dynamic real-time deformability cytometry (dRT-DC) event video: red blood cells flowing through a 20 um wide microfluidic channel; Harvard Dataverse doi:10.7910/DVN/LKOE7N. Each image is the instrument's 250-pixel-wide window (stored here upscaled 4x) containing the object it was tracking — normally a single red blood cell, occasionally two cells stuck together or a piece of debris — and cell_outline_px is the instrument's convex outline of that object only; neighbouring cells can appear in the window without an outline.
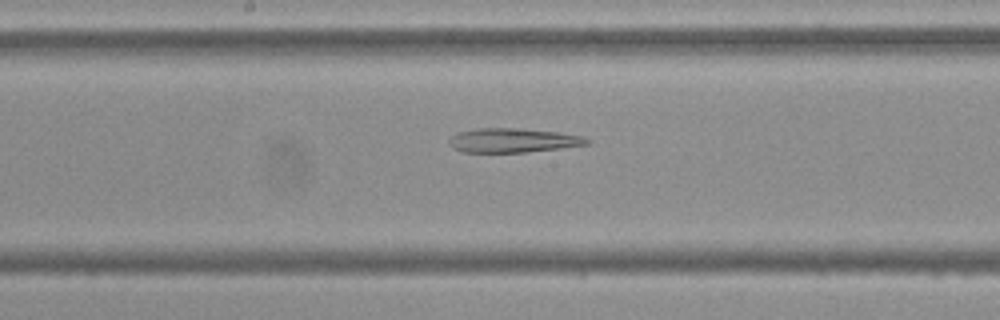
{"species": "Egyptian fruit bat (a non-hibernating species)", "species_latin": "Rousettus aegyptiacus", "temperature_condition": "cold", "stored_images_in_passage": 53, "camera_frame_rate_fps": 3000, "um_per_image_px": 0.085, "frame": {"image": 1, "passage_image": 27, "time_ms": 8.667, "image_size_px": [1000, 320], "cell_outline_px": [[592, 144], [560, 148], [524, 152], [464, 152], [452, 148], [448, 144], [448, 140], [452, 136], [460, 132], [476, 128], [520, 128], [556, 132], [584, 136], [592, 140]], "centroid_in_image_um": [43.63, 11.93], "position_along_channel_um": 204.6, "area_um2": 19.54}}
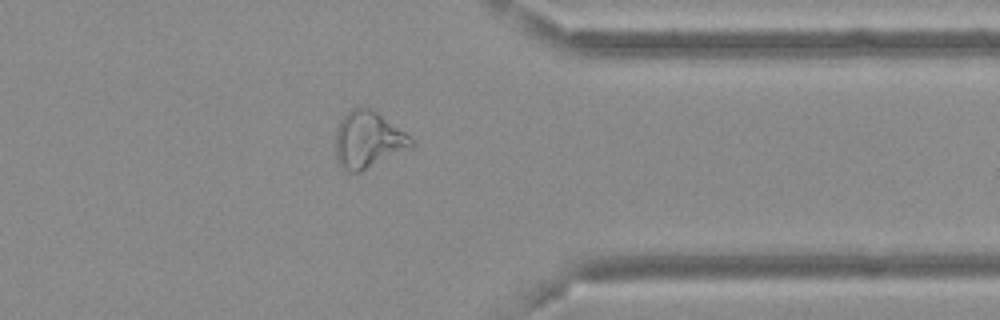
{"frame": {"image": 2, "passage_image": 42, "time_ms": 13.667, "image_size_px": [1000, 320], "cell_outline_px": [[416, 144], [412, 148], [360, 172], [348, 172], [340, 168], [336, 160], [336, 128], [340, 120], [352, 108], [368, 108], [376, 112], [404, 132]], "centroid_in_image_um": [31.26, 11.93], "position_along_channel_um": 380.1, "area_um2": 24.85}}
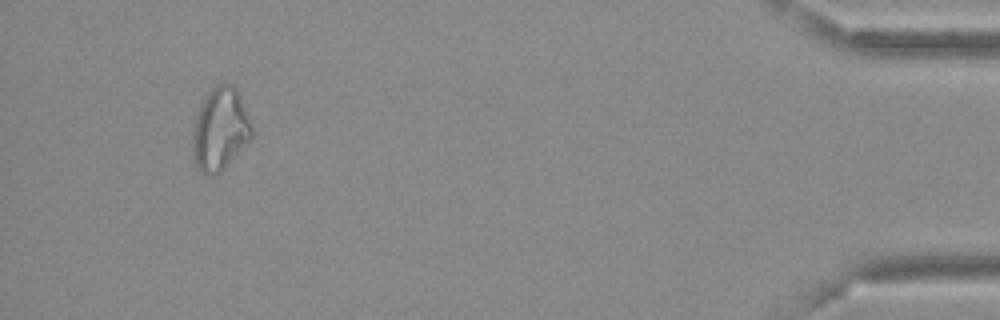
{"frame": {"image": 3, "passage_image": 50, "time_ms": 16.333, "image_size_px": [1000, 320], "cell_outline_px": [[252, 136], [220, 172], [212, 176], [208, 176], [200, 172], [196, 168], [192, 156], [192, 136], [196, 116], [204, 96], [216, 84], [232, 84], [236, 88], [240, 96], [252, 128]], "centroid_in_image_um": [18.66, 11.0], "position_along_channel_um": 416.5, "area_um2": 28.26}}